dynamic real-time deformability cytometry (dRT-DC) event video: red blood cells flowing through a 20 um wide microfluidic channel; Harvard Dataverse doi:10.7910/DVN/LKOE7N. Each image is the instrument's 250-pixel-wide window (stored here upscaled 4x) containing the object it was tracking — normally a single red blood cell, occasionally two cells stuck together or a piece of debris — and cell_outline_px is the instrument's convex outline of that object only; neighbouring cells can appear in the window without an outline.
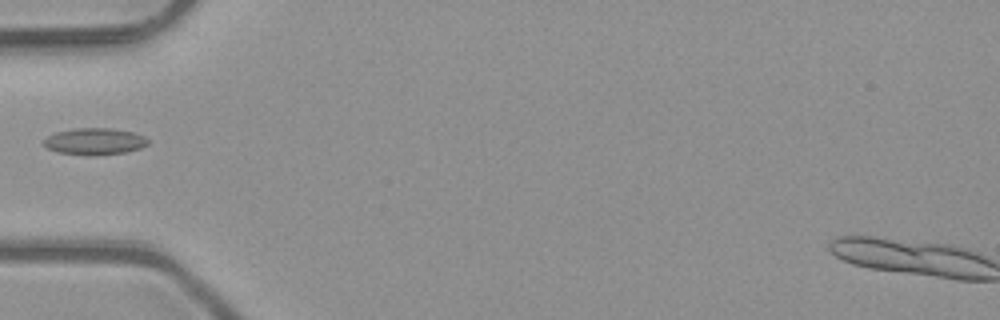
{"species": "common noctule bat (a hibernating species)", "species_latin": "Nyctalus noctula", "temperature_condition": "room temperature", "stored_images_in_passage": 5, "camera_frame_rate_fps": 3000, "um_per_image_px": 0.085, "animal": {"sex": "male", "body_mass_g": 23.1, "forearm_length_mm": 52.7}, "frame": {"image": 1, "passage_image": 4, "time_ms": 1.0, "image_size_px": [1000, 320], "cell_outline_px": [[148, 144], [140, 148], [128, 152], [88, 156], [60, 152], [48, 148], [44, 144], [44, 140], [48, 136], [56, 132], [76, 128], [112, 128], [132, 132], [144, 136], [148, 140]], "centroid_in_image_um": [8.07, 12.02], "position_along_channel_um": 76.9, "area_um2": 16.13}}
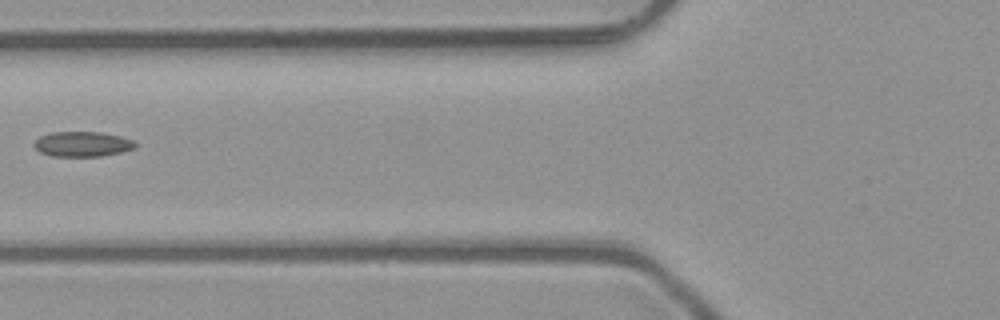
{"frame": {"image": 2, "passage_image": 5, "time_ms": 1.333, "image_size_px": [1000, 320], "cell_outline_px": [[136, 148], [120, 152], [100, 156], [52, 156], [40, 152], [32, 144], [40, 136], [52, 132], [100, 132], [120, 136], [132, 140], [136, 144]], "centroid_in_image_um": [6.99, 12.24], "position_along_channel_um": 118.8, "area_um2": 14.68}}